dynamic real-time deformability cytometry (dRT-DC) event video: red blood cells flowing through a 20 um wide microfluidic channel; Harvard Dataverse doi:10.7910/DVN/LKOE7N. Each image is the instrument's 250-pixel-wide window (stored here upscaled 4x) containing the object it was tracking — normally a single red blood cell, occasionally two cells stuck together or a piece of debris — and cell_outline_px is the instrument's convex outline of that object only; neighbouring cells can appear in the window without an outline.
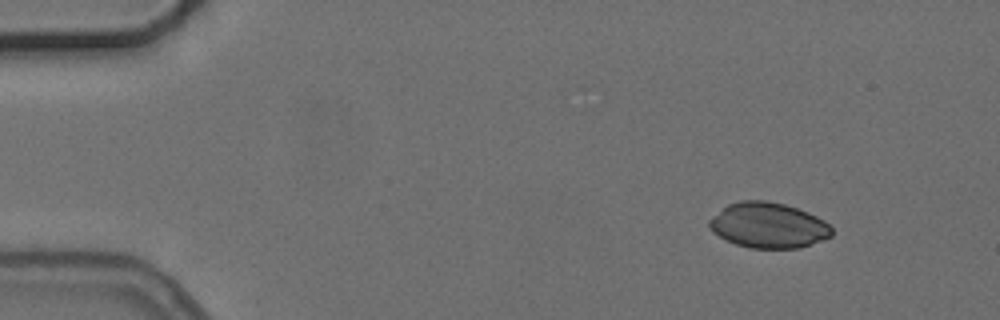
{"species": "common noctule bat (a hibernating species)", "species_latin": "Nyctalus noctula", "temperature_condition": "cold", "stored_images_in_passage": 3, "camera_frame_rate_fps": 3000, "um_per_image_px": 0.085, "animal": {"sex": "female", "body_mass_g": 24.6, "forearm_length_mm": 56.2}, "frame": {"image": 1, "passage_image": 1, "time_ms": 0.0, "image_size_px": [1000, 320], "cell_outline_px": [[832, 236], [812, 244], [796, 248], [748, 248], [736, 244], [712, 232], [708, 228], [708, 220], [712, 216], [728, 204], [740, 200], [764, 200], [784, 204], [808, 212], [824, 220], [832, 228]], "centroid_in_image_um": [65.29, 19.15], "position_along_channel_um": 19.7, "area_um2": 32.43}}